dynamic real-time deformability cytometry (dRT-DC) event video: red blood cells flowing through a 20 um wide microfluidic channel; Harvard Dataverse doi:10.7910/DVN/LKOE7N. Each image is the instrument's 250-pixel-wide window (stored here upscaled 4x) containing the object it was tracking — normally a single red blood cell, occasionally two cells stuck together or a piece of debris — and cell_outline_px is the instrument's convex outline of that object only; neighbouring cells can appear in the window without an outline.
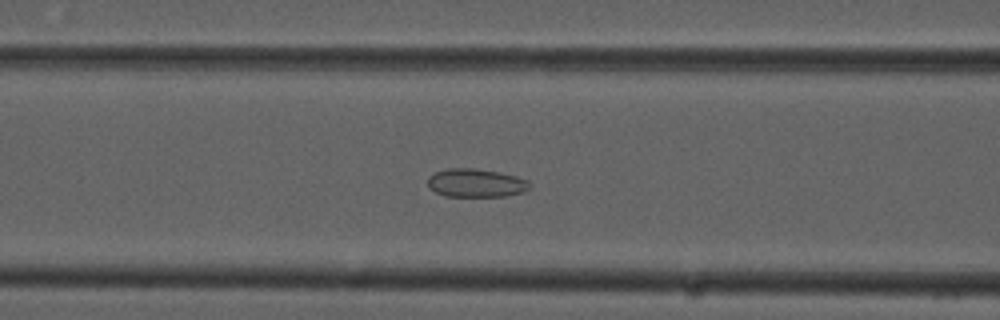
{"species": "common noctule bat (a hibernating species)", "species_latin": "Nyctalus noctula", "temperature_condition": "cold", "stored_images_in_passage": 54, "camera_frame_rate_fps": 3000, "um_per_image_px": 0.085, "animal": {"sex": "male", "forearm_length_mm": 52.5}, "frame": {"image": 1, "passage_image": 21, "time_ms": 6.667, "image_size_px": [1000, 320], "cell_outline_px": [[532, 184], [524, 192], [504, 196], [444, 196], [428, 188], [428, 176], [432, 172], [448, 168], [472, 168], [500, 172], [516, 176], [528, 180]], "centroid_in_image_um": [40.43, 15.54], "position_along_channel_um": 126.2, "area_um2": 17.05}}
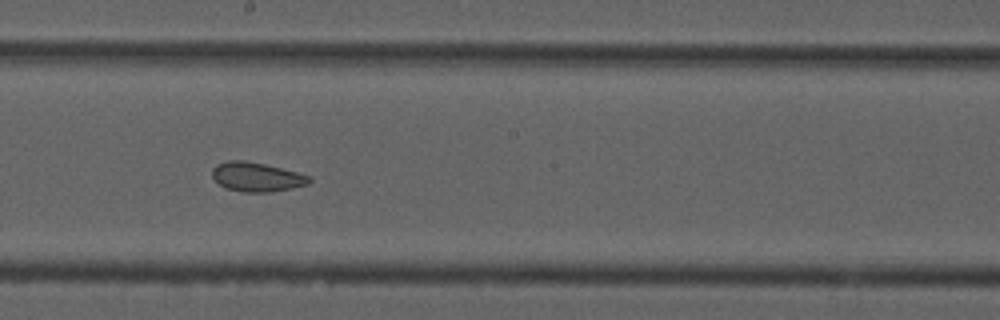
{"frame": {"image": 2, "passage_image": 29, "time_ms": 9.333, "image_size_px": [1000, 320], "cell_outline_px": [[312, 180], [308, 184], [292, 188], [272, 192], [244, 192], [224, 188], [212, 176], [212, 168], [216, 164], [228, 160], [244, 160], [264, 164], [296, 172], [308, 176]], "centroid_in_image_um": [21.78, 15.04], "position_along_channel_um": 226.4, "area_um2": 16.47}}
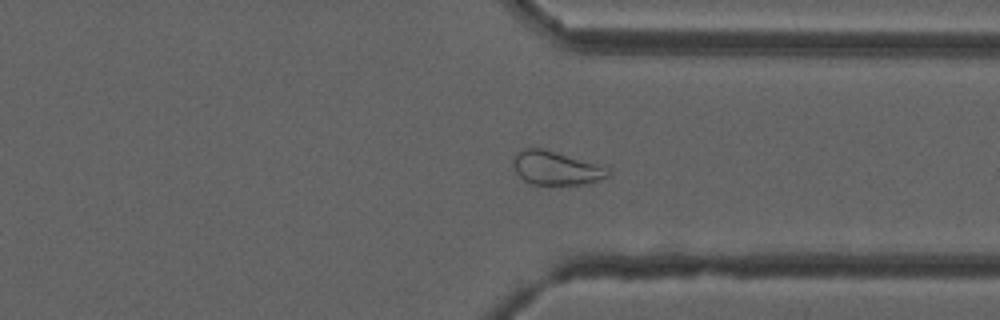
{"frame": {"image": 3, "passage_image": 40, "time_ms": 13.0, "image_size_px": [1000, 320], "cell_outline_px": [[612, 172], [608, 176], [600, 180], [584, 184], [532, 184], [524, 180], [516, 172], [512, 164], [512, 156], [516, 152], [524, 148], [540, 148], [608, 168]], "centroid_in_image_um": [47.2, 14.29], "position_along_channel_um": 364.2, "area_um2": 18.26}, "authors_computed_cell_mechanics": {"area_um2": 21.5883, "velocity_mm_per_s": 3.7619, "shape_relaxation_time_tau1_ms": null, "shape_relaxation_time_tau2_ms": 1.9856, "deformation_change_tau1": null, "deformation_change_tau2": 0.0784}}